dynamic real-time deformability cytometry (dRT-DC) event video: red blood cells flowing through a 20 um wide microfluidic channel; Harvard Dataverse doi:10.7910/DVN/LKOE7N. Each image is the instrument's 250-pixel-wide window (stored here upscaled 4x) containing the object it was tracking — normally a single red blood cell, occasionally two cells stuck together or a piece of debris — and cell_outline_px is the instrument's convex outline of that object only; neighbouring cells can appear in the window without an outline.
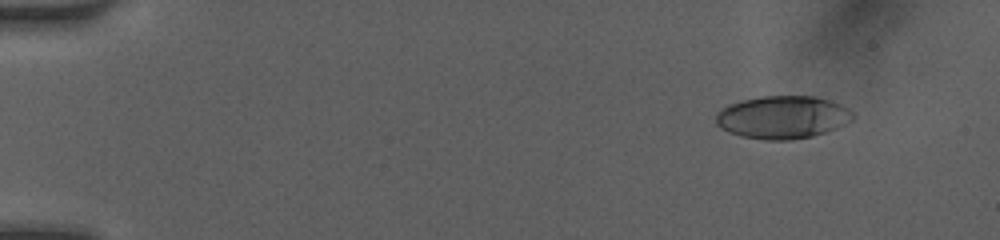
{"species": "human", "species_latin": "Homo sapiens", "temperature_condition": "room temperature", "stored_images_in_passage": 51, "camera_frame_rate_fps": 3000, "um_per_image_px": 0.085, "donor": {"sex": "female"}, "frame": {"image": 1, "passage_image": 6, "time_ms": 1.667, "image_size_px": [1000, 240], "cell_outline_px": [[856, 116], [852, 120], [836, 128], [812, 136], [788, 140], [764, 140], [740, 136], [728, 132], [720, 128], [716, 124], [716, 112], [728, 104], [740, 100], [760, 96], [816, 96], [840, 104], [848, 108]], "centroid_in_image_um": [66.49, 9.96], "position_along_channel_um": 18.5, "area_um2": 34.39}}
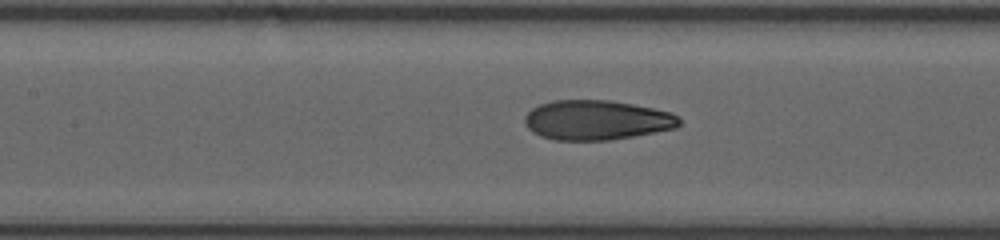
{"frame": {"image": 2, "passage_image": 25, "time_ms": 8.0, "image_size_px": [1000, 240], "cell_outline_px": [[680, 124], [676, 128], [632, 136], [608, 140], [552, 140], [540, 136], [532, 132], [528, 128], [524, 120], [524, 116], [532, 108], [540, 104], [552, 100], [608, 100], [632, 104], [652, 108], [668, 112], [676, 116], [680, 120]], "centroid_in_image_um": [50.66, 10.21], "position_along_channel_um": 156.7, "area_um2": 35.6}}
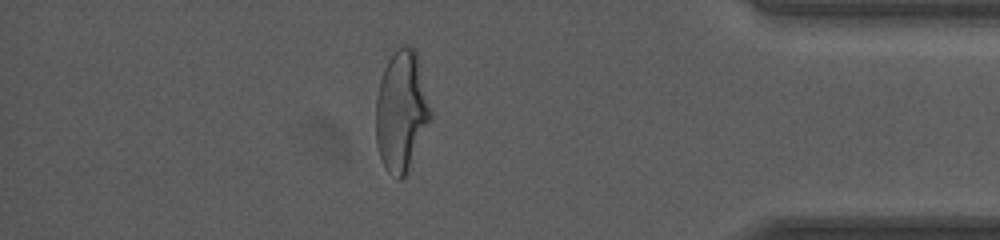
{"frame": {"image": 3, "passage_image": 45, "time_ms": 14.667, "image_size_px": [1000, 240], "cell_outline_px": [[432, 116], [408, 172], [400, 180], [396, 180], [384, 164], [380, 156], [376, 144], [376, 96], [380, 80], [384, 68], [388, 60], [404, 44], [408, 44], [416, 48], [432, 112]], "centroid_in_image_um": [34.13, 9.44], "position_along_channel_um": 401.1, "area_um2": 38.49}, "authors_computed_cell_mechanics": {"area_um2": 35.836, "velocity_mm_per_s": 4.1227, "shape_relaxation_time_tau1_ms": 4.7969, "shape_relaxation_time_tau2_ms": 1.0424, "deformation_change_tau1": 0.1974, "deformation_change_tau2": 0.0786}}